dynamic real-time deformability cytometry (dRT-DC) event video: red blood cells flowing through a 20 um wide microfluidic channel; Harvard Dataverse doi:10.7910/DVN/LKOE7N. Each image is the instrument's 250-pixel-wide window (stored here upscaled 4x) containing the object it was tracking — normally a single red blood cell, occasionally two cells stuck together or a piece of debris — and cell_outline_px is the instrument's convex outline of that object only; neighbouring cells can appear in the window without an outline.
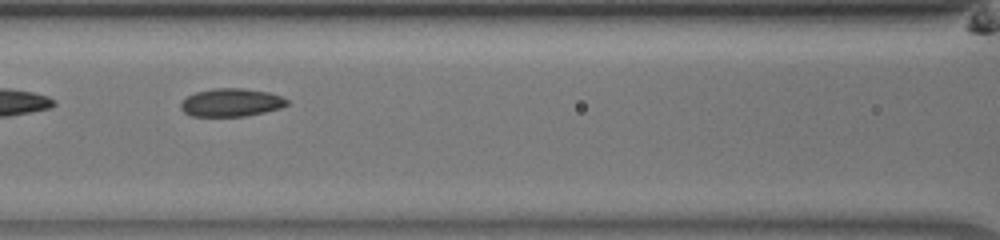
{"species": "common noctule bat (a hibernating species)", "species_latin": "Nyctalus noctula", "temperature_condition": "room temperature", "stored_images_in_passage": 46, "segment_of_instrument_passage": [2, 2], "camera_frame_rate_fps": 3000, "um_per_image_px": 0.085, "animal": {"sex": "male", "body_mass_g": 13.0, "forearm_length_mm": 53.1}, "frame": {"image": 1, "passage_image": 26, "time_ms": 8.333, "image_size_px": [1000, 240], "cell_outline_px": [[288, 104], [280, 108], [264, 112], [244, 116], [192, 116], [184, 112], [180, 108], [180, 104], [188, 96], [196, 92], [216, 88], [244, 88], [268, 92], [280, 96], [288, 100]], "centroid_in_image_um": [19.65, 8.71], "position_along_channel_um": 147.0, "area_um2": 17.22}}
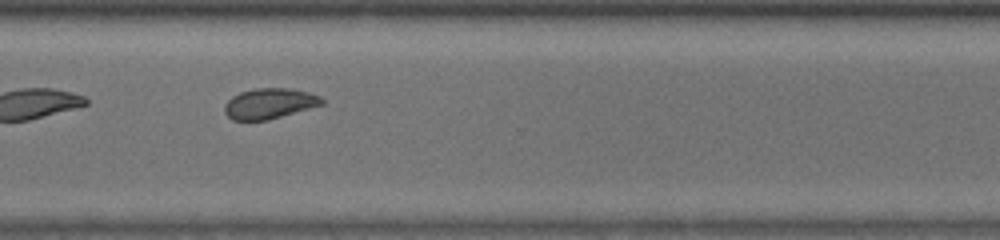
{"frame": {"image": 2, "passage_image": 41, "time_ms": 13.333, "image_size_px": [1000, 240], "cell_outline_px": [[324, 104], [268, 120], [232, 120], [224, 112], [224, 104], [232, 96], [240, 92], [256, 88], [292, 88], [308, 92], [320, 96], [324, 100]], "centroid_in_image_um": [22.9, 8.79], "position_along_channel_um": 347.7, "area_um2": 17.34}}